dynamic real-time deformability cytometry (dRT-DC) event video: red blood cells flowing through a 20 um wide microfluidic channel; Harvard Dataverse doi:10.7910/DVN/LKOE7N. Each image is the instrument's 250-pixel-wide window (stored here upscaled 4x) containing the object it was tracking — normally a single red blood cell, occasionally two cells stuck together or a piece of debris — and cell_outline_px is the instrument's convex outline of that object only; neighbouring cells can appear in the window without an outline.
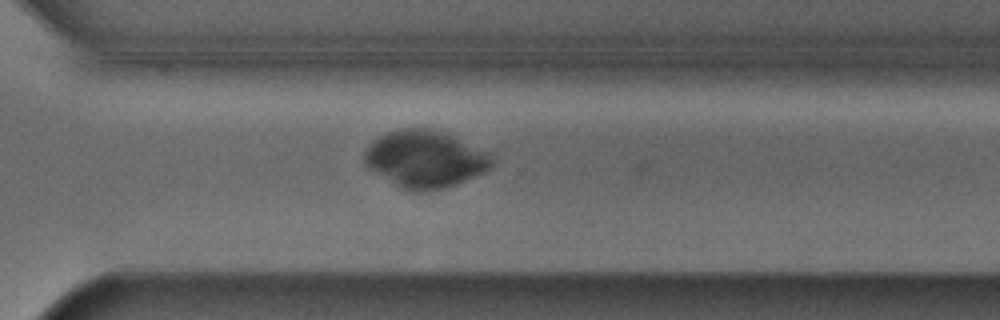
{"species": "Egyptian fruit bat (a non-hibernating species)", "species_latin": "Rousettus aegyptiacus", "temperature_condition": "cold", "stored_images_in_passage": 42, "camera_frame_rate_fps": 3000, "um_per_image_px": 0.085, "animal": {"sex": "male"}, "frame": {"image": 1, "passage_image": 38, "time_ms": 12.333, "image_size_px": [1000, 320], "cell_outline_px": [[492, 164], [484, 172], [456, 184], [444, 188], [428, 192], [412, 192], [400, 188], [368, 168], [364, 164], [364, 152], [380, 136], [388, 132], [400, 128], [428, 128], [448, 132], [492, 152]], "centroid_in_image_um": [36.18, 13.52], "position_along_channel_um": 334.4, "area_um2": 42.95}}